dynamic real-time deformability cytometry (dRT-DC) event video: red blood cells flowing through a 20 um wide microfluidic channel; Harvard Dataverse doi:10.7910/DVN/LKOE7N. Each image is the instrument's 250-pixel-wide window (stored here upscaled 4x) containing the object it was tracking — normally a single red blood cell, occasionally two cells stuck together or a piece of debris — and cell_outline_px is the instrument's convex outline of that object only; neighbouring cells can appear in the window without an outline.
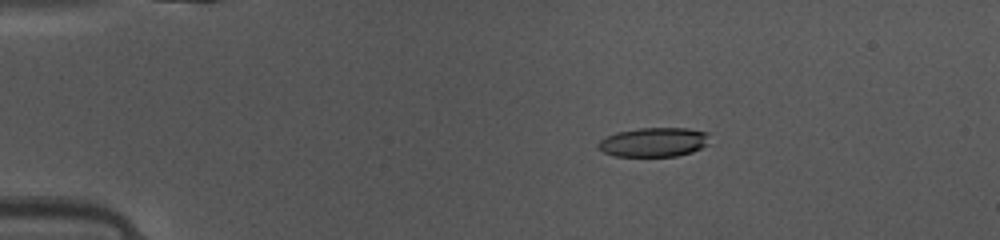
{"species": "common noctule bat (a hibernating species)", "species_latin": "Nyctalus noctula", "temperature_condition": "warm", "stored_images_in_passage": 48, "camera_frame_rate_fps": 3000, "um_per_image_px": 0.085, "animal": {"sex": "female", "body_mass_g": 10.0, "forearm_length_mm": 53.1}, "frame": {"image": 1, "passage_image": 9, "time_ms": 2.667, "image_size_px": [1000, 240], "cell_outline_px": [[708, 144], [692, 152], [676, 156], [612, 156], [604, 152], [596, 144], [600, 140], [616, 132], [640, 128], [688, 128], [708, 132]], "centroid_in_image_um": [55.58, 12.08], "position_along_channel_um": 29.4, "area_um2": 18.96}}
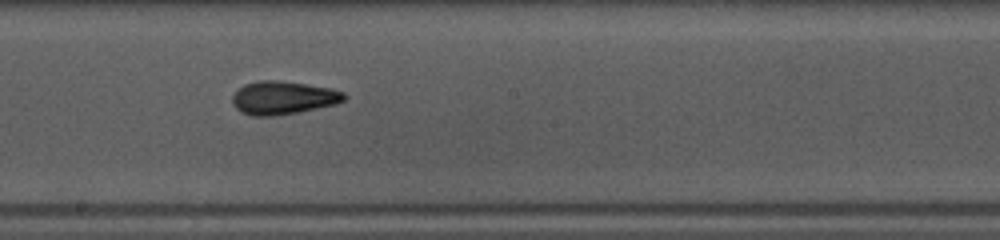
{"frame": {"image": 2, "passage_image": 27, "time_ms": 8.667, "image_size_px": [1000, 240], "cell_outline_px": [[348, 96], [344, 100], [336, 104], [296, 112], [272, 116], [252, 116], [240, 112], [232, 104], [232, 96], [244, 84], [260, 80], [280, 80], [332, 88], [344, 92]], "centroid_in_image_um": [24.06, 8.3], "position_along_channel_um": 224.1, "area_um2": 21.68}}
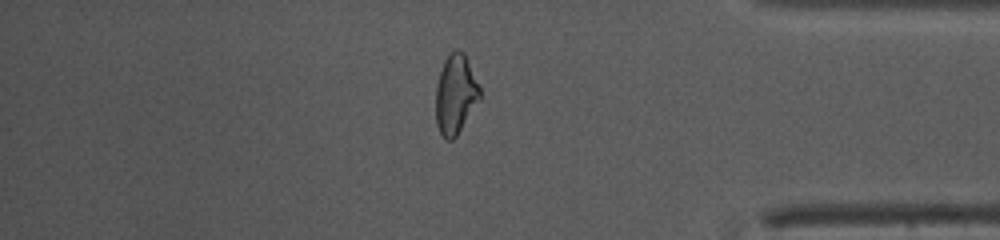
{"frame": {"image": 3, "passage_image": 41, "time_ms": 13.333, "image_size_px": [1000, 240], "cell_outline_px": [[480, 100], [456, 136], [452, 140], [444, 140], [436, 124], [436, 84], [444, 60], [456, 48], [464, 52], [480, 84]], "centroid_in_image_um": [38.73, 8.01], "position_along_channel_um": 396.5, "area_um2": 20.58}, "authors_computed_cell_mechanics": {"area_um2": 20.4612, "velocity_mm_per_s": 4.1575, "shape_relaxation_time_tau1_ms": 3.3987, "shape_relaxation_time_tau2_ms": 2.1069, "deformation_change_tau1": 0.179, "deformation_change_tau2": 0.0958}}